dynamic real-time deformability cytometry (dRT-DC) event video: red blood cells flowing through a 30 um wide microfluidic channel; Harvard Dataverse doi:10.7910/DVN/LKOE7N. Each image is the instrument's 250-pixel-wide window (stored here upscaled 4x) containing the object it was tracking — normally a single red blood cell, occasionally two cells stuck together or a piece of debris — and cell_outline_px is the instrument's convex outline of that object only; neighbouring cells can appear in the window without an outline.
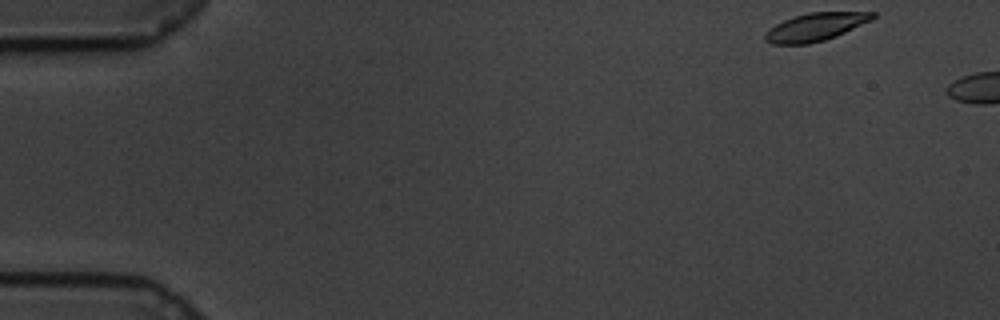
{"species": "common noctule bat (a hibernating species)", "species_latin": "Nyctalus noctula", "temperature_condition": "cold", "stored_images_in_passage": 8, "camera_frame_rate_fps": 3000, "um_per_image_px": 0.085, "animal": {"sex": "male", "body_mass_g": 19.5, "forearm_length_mm": 54.6}, "frame": {"image": 1, "passage_image": 1, "time_ms": 0.0, "image_size_px": [1000, 320], "cell_outline_px": [[876, 16], [872, 20], [836, 36], [824, 40], [808, 44], [772, 44], [764, 40], [764, 32], [776, 24], [784, 20], [808, 12], [876, 12]], "centroid_in_image_um": [69.31, 2.29], "position_along_channel_um": 15.7, "area_um2": 17.46}}